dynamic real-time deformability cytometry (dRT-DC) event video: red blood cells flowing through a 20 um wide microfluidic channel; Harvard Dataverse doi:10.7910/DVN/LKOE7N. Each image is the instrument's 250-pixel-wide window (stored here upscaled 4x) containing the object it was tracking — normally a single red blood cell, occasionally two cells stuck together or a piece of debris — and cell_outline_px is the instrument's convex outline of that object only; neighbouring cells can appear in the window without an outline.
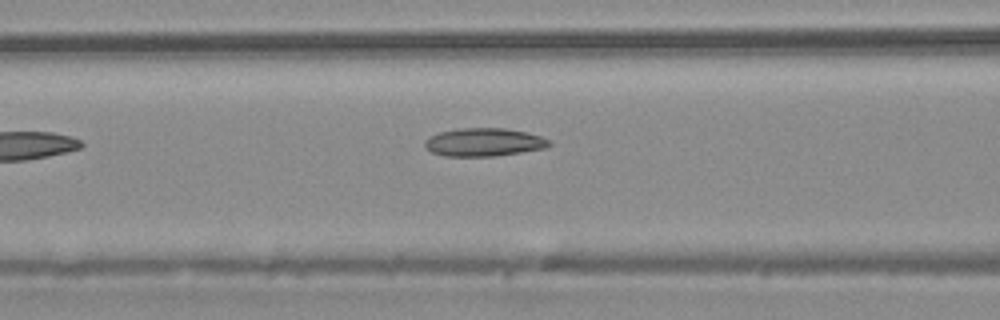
{"species": "common noctule bat (a hibernating species)", "species_latin": "Nyctalus noctula", "temperature_condition": "warm", "stored_images_in_passage": 6, "camera_frame_rate_fps": 3000, "um_per_image_px": 0.085, "animal": {"sex": "male", "body_mass_g": 20.4}, "frame": {"image": 1, "passage_image": 6, "time_ms": 1.667, "image_size_px": [1000, 320], "cell_outline_px": [[552, 144], [544, 148], [496, 156], [444, 156], [432, 152], [424, 148], [424, 144], [432, 136], [440, 132], [460, 128], [504, 128], [524, 132], [540, 136], [552, 140]], "centroid_in_image_um": [41.15, 12.09], "position_along_channel_um": 125.4, "area_um2": 20.23}}